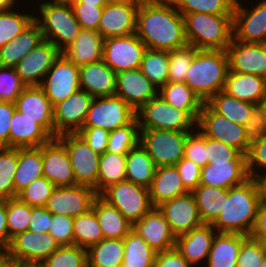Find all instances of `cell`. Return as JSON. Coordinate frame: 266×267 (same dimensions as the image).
<instances>
[{
	"label": "cell",
	"instance_id": "5b68a950",
	"mask_svg": "<svg viewBox=\"0 0 266 267\" xmlns=\"http://www.w3.org/2000/svg\"><path fill=\"white\" fill-rule=\"evenodd\" d=\"M37 8L40 15L37 13L34 20L38 23L44 40L50 41L62 53L82 30L71 5L44 0Z\"/></svg>",
	"mask_w": 266,
	"mask_h": 267
},
{
	"label": "cell",
	"instance_id": "03108f58",
	"mask_svg": "<svg viewBox=\"0 0 266 267\" xmlns=\"http://www.w3.org/2000/svg\"><path fill=\"white\" fill-rule=\"evenodd\" d=\"M99 155L107 150L109 131L98 127H82L77 132Z\"/></svg>",
	"mask_w": 266,
	"mask_h": 267
},
{
	"label": "cell",
	"instance_id": "9a60e30c",
	"mask_svg": "<svg viewBox=\"0 0 266 267\" xmlns=\"http://www.w3.org/2000/svg\"><path fill=\"white\" fill-rule=\"evenodd\" d=\"M97 196L93 188L84 185L55 187L44 207L51 214L74 218L92 209Z\"/></svg>",
	"mask_w": 266,
	"mask_h": 267
},
{
	"label": "cell",
	"instance_id": "cb8c5ba5",
	"mask_svg": "<svg viewBox=\"0 0 266 267\" xmlns=\"http://www.w3.org/2000/svg\"><path fill=\"white\" fill-rule=\"evenodd\" d=\"M133 231L142 237L156 252L175 248L176 236L157 207L133 224Z\"/></svg>",
	"mask_w": 266,
	"mask_h": 267
},
{
	"label": "cell",
	"instance_id": "d4e9b609",
	"mask_svg": "<svg viewBox=\"0 0 266 267\" xmlns=\"http://www.w3.org/2000/svg\"><path fill=\"white\" fill-rule=\"evenodd\" d=\"M16 110L35 120L54 138L53 106L43 88L26 86L15 101Z\"/></svg>",
	"mask_w": 266,
	"mask_h": 267
},
{
	"label": "cell",
	"instance_id": "11e5206c",
	"mask_svg": "<svg viewBox=\"0 0 266 267\" xmlns=\"http://www.w3.org/2000/svg\"><path fill=\"white\" fill-rule=\"evenodd\" d=\"M76 3H85V5L94 6H106L108 4L107 0H77Z\"/></svg>",
	"mask_w": 266,
	"mask_h": 267
},
{
	"label": "cell",
	"instance_id": "680465c9",
	"mask_svg": "<svg viewBox=\"0 0 266 267\" xmlns=\"http://www.w3.org/2000/svg\"><path fill=\"white\" fill-rule=\"evenodd\" d=\"M265 256L263 243L247 236L238 253L237 267H260Z\"/></svg>",
	"mask_w": 266,
	"mask_h": 267
},
{
	"label": "cell",
	"instance_id": "a7ac6f4b",
	"mask_svg": "<svg viewBox=\"0 0 266 267\" xmlns=\"http://www.w3.org/2000/svg\"><path fill=\"white\" fill-rule=\"evenodd\" d=\"M153 267H193L176 249L156 253Z\"/></svg>",
	"mask_w": 266,
	"mask_h": 267
},
{
	"label": "cell",
	"instance_id": "5803f987",
	"mask_svg": "<svg viewBox=\"0 0 266 267\" xmlns=\"http://www.w3.org/2000/svg\"><path fill=\"white\" fill-rule=\"evenodd\" d=\"M262 243H263V246H264V250L266 251V239H264V240L262 241Z\"/></svg>",
	"mask_w": 266,
	"mask_h": 267
},
{
	"label": "cell",
	"instance_id": "d6a6232c",
	"mask_svg": "<svg viewBox=\"0 0 266 267\" xmlns=\"http://www.w3.org/2000/svg\"><path fill=\"white\" fill-rule=\"evenodd\" d=\"M188 192L175 165L161 166L155 169L154 178L149 188L154 207Z\"/></svg>",
	"mask_w": 266,
	"mask_h": 267
},
{
	"label": "cell",
	"instance_id": "ffe728a7",
	"mask_svg": "<svg viewBox=\"0 0 266 267\" xmlns=\"http://www.w3.org/2000/svg\"><path fill=\"white\" fill-rule=\"evenodd\" d=\"M60 54L50 41L44 40L21 59L15 69L26 86H39Z\"/></svg>",
	"mask_w": 266,
	"mask_h": 267
},
{
	"label": "cell",
	"instance_id": "b62a3aed",
	"mask_svg": "<svg viewBox=\"0 0 266 267\" xmlns=\"http://www.w3.org/2000/svg\"><path fill=\"white\" fill-rule=\"evenodd\" d=\"M260 267H266V256H265V258H264V260H263V263L261 264Z\"/></svg>",
	"mask_w": 266,
	"mask_h": 267
},
{
	"label": "cell",
	"instance_id": "d6986e66",
	"mask_svg": "<svg viewBox=\"0 0 266 267\" xmlns=\"http://www.w3.org/2000/svg\"><path fill=\"white\" fill-rule=\"evenodd\" d=\"M140 2L108 3L103 7L98 32L103 39L136 33Z\"/></svg>",
	"mask_w": 266,
	"mask_h": 267
},
{
	"label": "cell",
	"instance_id": "ab89813d",
	"mask_svg": "<svg viewBox=\"0 0 266 267\" xmlns=\"http://www.w3.org/2000/svg\"><path fill=\"white\" fill-rule=\"evenodd\" d=\"M87 267H116L123 262V239H102L87 249Z\"/></svg>",
	"mask_w": 266,
	"mask_h": 267
},
{
	"label": "cell",
	"instance_id": "b9f144b4",
	"mask_svg": "<svg viewBox=\"0 0 266 267\" xmlns=\"http://www.w3.org/2000/svg\"><path fill=\"white\" fill-rule=\"evenodd\" d=\"M127 154H115L105 151L100 155L97 179V194L113 184L126 180Z\"/></svg>",
	"mask_w": 266,
	"mask_h": 267
},
{
	"label": "cell",
	"instance_id": "4316f807",
	"mask_svg": "<svg viewBox=\"0 0 266 267\" xmlns=\"http://www.w3.org/2000/svg\"><path fill=\"white\" fill-rule=\"evenodd\" d=\"M217 230L203 223L190 232L176 237L175 248L194 267L201 261H207L211 245Z\"/></svg>",
	"mask_w": 266,
	"mask_h": 267
},
{
	"label": "cell",
	"instance_id": "1f68e13d",
	"mask_svg": "<svg viewBox=\"0 0 266 267\" xmlns=\"http://www.w3.org/2000/svg\"><path fill=\"white\" fill-rule=\"evenodd\" d=\"M103 38L96 30L82 29L74 42L62 54L76 66L102 60Z\"/></svg>",
	"mask_w": 266,
	"mask_h": 267
},
{
	"label": "cell",
	"instance_id": "ac0fdd59",
	"mask_svg": "<svg viewBox=\"0 0 266 267\" xmlns=\"http://www.w3.org/2000/svg\"><path fill=\"white\" fill-rule=\"evenodd\" d=\"M178 237L203 224L192 192L163 202L157 207Z\"/></svg>",
	"mask_w": 266,
	"mask_h": 267
},
{
	"label": "cell",
	"instance_id": "e7e4bbea",
	"mask_svg": "<svg viewBox=\"0 0 266 267\" xmlns=\"http://www.w3.org/2000/svg\"><path fill=\"white\" fill-rule=\"evenodd\" d=\"M185 188L192 192L200 185L201 167L191 160L182 158L176 165Z\"/></svg>",
	"mask_w": 266,
	"mask_h": 267
},
{
	"label": "cell",
	"instance_id": "816d5d0a",
	"mask_svg": "<svg viewBox=\"0 0 266 267\" xmlns=\"http://www.w3.org/2000/svg\"><path fill=\"white\" fill-rule=\"evenodd\" d=\"M40 264L42 267H87V250L74 244L59 246Z\"/></svg>",
	"mask_w": 266,
	"mask_h": 267
},
{
	"label": "cell",
	"instance_id": "09005b40",
	"mask_svg": "<svg viewBox=\"0 0 266 267\" xmlns=\"http://www.w3.org/2000/svg\"><path fill=\"white\" fill-rule=\"evenodd\" d=\"M52 3L56 4H66V5H72L77 2V0H49Z\"/></svg>",
	"mask_w": 266,
	"mask_h": 267
},
{
	"label": "cell",
	"instance_id": "e575fe53",
	"mask_svg": "<svg viewBox=\"0 0 266 267\" xmlns=\"http://www.w3.org/2000/svg\"><path fill=\"white\" fill-rule=\"evenodd\" d=\"M246 235L219 233L213 238L207 267H237L238 253Z\"/></svg>",
	"mask_w": 266,
	"mask_h": 267
},
{
	"label": "cell",
	"instance_id": "e0dca14e",
	"mask_svg": "<svg viewBox=\"0 0 266 267\" xmlns=\"http://www.w3.org/2000/svg\"><path fill=\"white\" fill-rule=\"evenodd\" d=\"M93 97L78 90L53 106L54 138L63 133H77L86 120Z\"/></svg>",
	"mask_w": 266,
	"mask_h": 267
},
{
	"label": "cell",
	"instance_id": "f6af8a7d",
	"mask_svg": "<svg viewBox=\"0 0 266 267\" xmlns=\"http://www.w3.org/2000/svg\"><path fill=\"white\" fill-rule=\"evenodd\" d=\"M139 69L159 90L167 83L169 51L147 48Z\"/></svg>",
	"mask_w": 266,
	"mask_h": 267
},
{
	"label": "cell",
	"instance_id": "f546056e",
	"mask_svg": "<svg viewBox=\"0 0 266 267\" xmlns=\"http://www.w3.org/2000/svg\"><path fill=\"white\" fill-rule=\"evenodd\" d=\"M223 92L245 102L261 104L266 99V78L228 71Z\"/></svg>",
	"mask_w": 266,
	"mask_h": 267
},
{
	"label": "cell",
	"instance_id": "f1b7e54d",
	"mask_svg": "<svg viewBox=\"0 0 266 267\" xmlns=\"http://www.w3.org/2000/svg\"><path fill=\"white\" fill-rule=\"evenodd\" d=\"M52 139L53 137L40 124L15 109L10 122V147L37 148Z\"/></svg>",
	"mask_w": 266,
	"mask_h": 267
},
{
	"label": "cell",
	"instance_id": "7bdbcfd3",
	"mask_svg": "<svg viewBox=\"0 0 266 267\" xmlns=\"http://www.w3.org/2000/svg\"><path fill=\"white\" fill-rule=\"evenodd\" d=\"M123 263L128 267H153L156 257L149 244L135 231L131 230L123 239Z\"/></svg>",
	"mask_w": 266,
	"mask_h": 267
},
{
	"label": "cell",
	"instance_id": "753ad0ef",
	"mask_svg": "<svg viewBox=\"0 0 266 267\" xmlns=\"http://www.w3.org/2000/svg\"><path fill=\"white\" fill-rule=\"evenodd\" d=\"M252 179L256 183L260 202L266 205V171L262 175L261 173L254 175Z\"/></svg>",
	"mask_w": 266,
	"mask_h": 267
},
{
	"label": "cell",
	"instance_id": "3957f363",
	"mask_svg": "<svg viewBox=\"0 0 266 267\" xmlns=\"http://www.w3.org/2000/svg\"><path fill=\"white\" fill-rule=\"evenodd\" d=\"M229 59L226 51L197 50L186 73L185 84L207 102L219 91H223Z\"/></svg>",
	"mask_w": 266,
	"mask_h": 267
},
{
	"label": "cell",
	"instance_id": "f5cc1de1",
	"mask_svg": "<svg viewBox=\"0 0 266 267\" xmlns=\"http://www.w3.org/2000/svg\"><path fill=\"white\" fill-rule=\"evenodd\" d=\"M198 49L187 44L184 47L169 51V71L167 82L185 83L186 73Z\"/></svg>",
	"mask_w": 266,
	"mask_h": 267
},
{
	"label": "cell",
	"instance_id": "003e7915",
	"mask_svg": "<svg viewBox=\"0 0 266 267\" xmlns=\"http://www.w3.org/2000/svg\"><path fill=\"white\" fill-rule=\"evenodd\" d=\"M15 109V103L0 101V147H10V122Z\"/></svg>",
	"mask_w": 266,
	"mask_h": 267
},
{
	"label": "cell",
	"instance_id": "7a4b0ae2",
	"mask_svg": "<svg viewBox=\"0 0 266 267\" xmlns=\"http://www.w3.org/2000/svg\"><path fill=\"white\" fill-rule=\"evenodd\" d=\"M261 202L252 178L228 189L223 209L211 224L219 233H236L249 236Z\"/></svg>",
	"mask_w": 266,
	"mask_h": 267
},
{
	"label": "cell",
	"instance_id": "681fc988",
	"mask_svg": "<svg viewBox=\"0 0 266 267\" xmlns=\"http://www.w3.org/2000/svg\"><path fill=\"white\" fill-rule=\"evenodd\" d=\"M7 227L9 245L11 239L29 228L32 206L22 202L18 197L6 199Z\"/></svg>",
	"mask_w": 266,
	"mask_h": 267
},
{
	"label": "cell",
	"instance_id": "8fae6325",
	"mask_svg": "<svg viewBox=\"0 0 266 267\" xmlns=\"http://www.w3.org/2000/svg\"><path fill=\"white\" fill-rule=\"evenodd\" d=\"M146 45L137 34L109 37L103 40L102 60L115 72L140 67Z\"/></svg>",
	"mask_w": 266,
	"mask_h": 267
},
{
	"label": "cell",
	"instance_id": "8992f818",
	"mask_svg": "<svg viewBox=\"0 0 266 267\" xmlns=\"http://www.w3.org/2000/svg\"><path fill=\"white\" fill-rule=\"evenodd\" d=\"M136 118L140 129L192 132L197 128V122L186 111L174 108L159 94L136 111Z\"/></svg>",
	"mask_w": 266,
	"mask_h": 267
},
{
	"label": "cell",
	"instance_id": "67dfc351",
	"mask_svg": "<svg viewBox=\"0 0 266 267\" xmlns=\"http://www.w3.org/2000/svg\"><path fill=\"white\" fill-rule=\"evenodd\" d=\"M264 107V110H265V117H266V99L261 103Z\"/></svg>",
	"mask_w": 266,
	"mask_h": 267
},
{
	"label": "cell",
	"instance_id": "30bf717a",
	"mask_svg": "<svg viewBox=\"0 0 266 267\" xmlns=\"http://www.w3.org/2000/svg\"><path fill=\"white\" fill-rule=\"evenodd\" d=\"M136 111L117 95L94 98L83 127H98L109 132L131 124Z\"/></svg>",
	"mask_w": 266,
	"mask_h": 267
},
{
	"label": "cell",
	"instance_id": "f907efd6",
	"mask_svg": "<svg viewBox=\"0 0 266 267\" xmlns=\"http://www.w3.org/2000/svg\"><path fill=\"white\" fill-rule=\"evenodd\" d=\"M140 141V128L137 118L124 127L117 128L109 133L107 152L127 154Z\"/></svg>",
	"mask_w": 266,
	"mask_h": 267
},
{
	"label": "cell",
	"instance_id": "c3c4849f",
	"mask_svg": "<svg viewBox=\"0 0 266 267\" xmlns=\"http://www.w3.org/2000/svg\"><path fill=\"white\" fill-rule=\"evenodd\" d=\"M35 16L24 14L15 9L0 11V48L15 39L33 21Z\"/></svg>",
	"mask_w": 266,
	"mask_h": 267
},
{
	"label": "cell",
	"instance_id": "ba28073f",
	"mask_svg": "<svg viewBox=\"0 0 266 267\" xmlns=\"http://www.w3.org/2000/svg\"><path fill=\"white\" fill-rule=\"evenodd\" d=\"M100 196L132 224L154 208L149 189L128 180L109 186Z\"/></svg>",
	"mask_w": 266,
	"mask_h": 267
},
{
	"label": "cell",
	"instance_id": "8c879c8a",
	"mask_svg": "<svg viewBox=\"0 0 266 267\" xmlns=\"http://www.w3.org/2000/svg\"><path fill=\"white\" fill-rule=\"evenodd\" d=\"M0 243L8 249L9 234L7 227L6 200H0Z\"/></svg>",
	"mask_w": 266,
	"mask_h": 267
},
{
	"label": "cell",
	"instance_id": "be15d7a7",
	"mask_svg": "<svg viewBox=\"0 0 266 267\" xmlns=\"http://www.w3.org/2000/svg\"><path fill=\"white\" fill-rule=\"evenodd\" d=\"M246 162L247 172L250 178L259 174L261 170L262 173L266 171V137L249 148L246 155Z\"/></svg>",
	"mask_w": 266,
	"mask_h": 267
},
{
	"label": "cell",
	"instance_id": "7dc6e473",
	"mask_svg": "<svg viewBox=\"0 0 266 267\" xmlns=\"http://www.w3.org/2000/svg\"><path fill=\"white\" fill-rule=\"evenodd\" d=\"M184 16L190 13L233 15L236 0H171Z\"/></svg>",
	"mask_w": 266,
	"mask_h": 267
},
{
	"label": "cell",
	"instance_id": "484cf974",
	"mask_svg": "<svg viewBox=\"0 0 266 267\" xmlns=\"http://www.w3.org/2000/svg\"><path fill=\"white\" fill-rule=\"evenodd\" d=\"M249 178L246 161H210L201 169L200 184L230 189L243 184Z\"/></svg>",
	"mask_w": 266,
	"mask_h": 267
},
{
	"label": "cell",
	"instance_id": "979ff035",
	"mask_svg": "<svg viewBox=\"0 0 266 267\" xmlns=\"http://www.w3.org/2000/svg\"><path fill=\"white\" fill-rule=\"evenodd\" d=\"M108 3L141 2V0H107Z\"/></svg>",
	"mask_w": 266,
	"mask_h": 267
},
{
	"label": "cell",
	"instance_id": "2a66077c",
	"mask_svg": "<svg viewBox=\"0 0 266 267\" xmlns=\"http://www.w3.org/2000/svg\"><path fill=\"white\" fill-rule=\"evenodd\" d=\"M15 260L11 258L8 254L0 260V267H14Z\"/></svg>",
	"mask_w": 266,
	"mask_h": 267
},
{
	"label": "cell",
	"instance_id": "6125c7cd",
	"mask_svg": "<svg viewBox=\"0 0 266 267\" xmlns=\"http://www.w3.org/2000/svg\"><path fill=\"white\" fill-rule=\"evenodd\" d=\"M74 15L82 29L98 31L104 6L85 5V3H74L71 5Z\"/></svg>",
	"mask_w": 266,
	"mask_h": 267
},
{
	"label": "cell",
	"instance_id": "60d3db41",
	"mask_svg": "<svg viewBox=\"0 0 266 267\" xmlns=\"http://www.w3.org/2000/svg\"><path fill=\"white\" fill-rule=\"evenodd\" d=\"M216 113L228 120L245 126L255 104L239 100L219 91L206 102Z\"/></svg>",
	"mask_w": 266,
	"mask_h": 267
},
{
	"label": "cell",
	"instance_id": "7402d4cb",
	"mask_svg": "<svg viewBox=\"0 0 266 267\" xmlns=\"http://www.w3.org/2000/svg\"><path fill=\"white\" fill-rule=\"evenodd\" d=\"M158 91L139 68L116 73L115 95L122 98L135 111L156 97Z\"/></svg>",
	"mask_w": 266,
	"mask_h": 267
},
{
	"label": "cell",
	"instance_id": "11a10c76",
	"mask_svg": "<svg viewBox=\"0 0 266 267\" xmlns=\"http://www.w3.org/2000/svg\"><path fill=\"white\" fill-rule=\"evenodd\" d=\"M25 87L15 67L0 66V101L15 103Z\"/></svg>",
	"mask_w": 266,
	"mask_h": 267
},
{
	"label": "cell",
	"instance_id": "2e32d148",
	"mask_svg": "<svg viewBox=\"0 0 266 267\" xmlns=\"http://www.w3.org/2000/svg\"><path fill=\"white\" fill-rule=\"evenodd\" d=\"M59 246L51 234L27 230L11 239L7 254L16 262L42 263Z\"/></svg>",
	"mask_w": 266,
	"mask_h": 267
},
{
	"label": "cell",
	"instance_id": "6f0895ef",
	"mask_svg": "<svg viewBox=\"0 0 266 267\" xmlns=\"http://www.w3.org/2000/svg\"><path fill=\"white\" fill-rule=\"evenodd\" d=\"M184 158L193 161L201 168L208 164L207 137L198 128L187 135Z\"/></svg>",
	"mask_w": 266,
	"mask_h": 267
},
{
	"label": "cell",
	"instance_id": "89a4df30",
	"mask_svg": "<svg viewBox=\"0 0 266 267\" xmlns=\"http://www.w3.org/2000/svg\"><path fill=\"white\" fill-rule=\"evenodd\" d=\"M30 221L28 230L46 234L51 222V213L45 207H32Z\"/></svg>",
	"mask_w": 266,
	"mask_h": 267
},
{
	"label": "cell",
	"instance_id": "f35d334b",
	"mask_svg": "<svg viewBox=\"0 0 266 267\" xmlns=\"http://www.w3.org/2000/svg\"><path fill=\"white\" fill-rule=\"evenodd\" d=\"M192 194L201 220L203 223L212 224L223 209L224 198L228 197V189L200 184Z\"/></svg>",
	"mask_w": 266,
	"mask_h": 267
},
{
	"label": "cell",
	"instance_id": "b9fcfbb0",
	"mask_svg": "<svg viewBox=\"0 0 266 267\" xmlns=\"http://www.w3.org/2000/svg\"><path fill=\"white\" fill-rule=\"evenodd\" d=\"M14 267H42L40 263H23V262H16Z\"/></svg>",
	"mask_w": 266,
	"mask_h": 267
},
{
	"label": "cell",
	"instance_id": "4fadbf2b",
	"mask_svg": "<svg viewBox=\"0 0 266 267\" xmlns=\"http://www.w3.org/2000/svg\"><path fill=\"white\" fill-rule=\"evenodd\" d=\"M52 106L64 101L80 90L79 66L70 62L62 53L54 61L40 85Z\"/></svg>",
	"mask_w": 266,
	"mask_h": 267
},
{
	"label": "cell",
	"instance_id": "6da1fadb",
	"mask_svg": "<svg viewBox=\"0 0 266 267\" xmlns=\"http://www.w3.org/2000/svg\"><path fill=\"white\" fill-rule=\"evenodd\" d=\"M136 34L148 49L171 51L188 44L184 17L171 0H141Z\"/></svg>",
	"mask_w": 266,
	"mask_h": 267
},
{
	"label": "cell",
	"instance_id": "5bb4252c",
	"mask_svg": "<svg viewBox=\"0 0 266 267\" xmlns=\"http://www.w3.org/2000/svg\"><path fill=\"white\" fill-rule=\"evenodd\" d=\"M233 38L244 43L266 42V0L249 8L236 0L233 12Z\"/></svg>",
	"mask_w": 266,
	"mask_h": 267
},
{
	"label": "cell",
	"instance_id": "deb4b68c",
	"mask_svg": "<svg viewBox=\"0 0 266 267\" xmlns=\"http://www.w3.org/2000/svg\"><path fill=\"white\" fill-rule=\"evenodd\" d=\"M7 255V249L0 243V260Z\"/></svg>",
	"mask_w": 266,
	"mask_h": 267
},
{
	"label": "cell",
	"instance_id": "db71d44e",
	"mask_svg": "<svg viewBox=\"0 0 266 267\" xmlns=\"http://www.w3.org/2000/svg\"><path fill=\"white\" fill-rule=\"evenodd\" d=\"M55 187L52 182L43 176L21 190L17 197L32 207H44Z\"/></svg>",
	"mask_w": 266,
	"mask_h": 267
},
{
	"label": "cell",
	"instance_id": "836d02e7",
	"mask_svg": "<svg viewBox=\"0 0 266 267\" xmlns=\"http://www.w3.org/2000/svg\"><path fill=\"white\" fill-rule=\"evenodd\" d=\"M92 208L102 229L104 239H124L132 230L133 224L100 195L95 198Z\"/></svg>",
	"mask_w": 266,
	"mask_h": 267
},
{
	"label": "cell",
	"instance_id": "4dcf8cb0",
	"mask_svg": "<svg viewBox=\"0 0 266 267\" xmlns=\"http://www.w3.org/2000/svg\"><path fill=\"white\" fill-rule=\"evenodd\" d=\"M43 41V33L34 20L15 39L0 48V66L15 67L21 59Z\"/></svg>",
	"mask_w": 266,
	"mask_h": 267
},
{
	"label": "cell",
	"instance_id": "603ad722",
	"mask_svg": "<svg viewBox=\"0 0 266 267\" xmlns=\"http://www.w3.org/2000/svg\"><path fill=\"white\" fill-rule=\"evenodd\" d=\"M116 267H128V266H126V265L122 262V263H120L119 265H117Z\"/></svg>",
	"mask_w": 266,
	"mask_h": 267
},
{
	"label": "cell",
	"instance_id": "83f0119b",
	"mask_svg": "<svg viewBox=\"0 0 266 267\" xmlns=\"http://www.w3.org/2000/svg\"><path fill=\"white\" fill-rule=\"evenodd\" d=\"M79 80L93 98L115 95L116 73L103 60L80 66Z\"/></svg>",
	"mask_w": 266,
	"mask_h": 267
},
{
	"label": "cell",
	"instance_id": "277c9868",
	"mask_svg": "<svg viewBox=\"0 0 266 267\" xmlns=\"http://www.w3.org/2000/svg\"><path fill=\"white\" fill-rule=\"evenodd\" d=\"M183 17L189 45L198 50H227L233 39V15L190 13Z\"/></svg>",
	"mask_w": 266,
	"mask_h": 267
},
{
	"label": "cell",
	"instance_id": "603a6c76",
	"mask_svg": "<svg viewBox=\"0 0 266 267\" xmlns=\"http://www.w3.org/2000/svg\"><path fill=\"white\" fill-rule=\"evenodd\" d=\"M43 176L56 187L76 185L65 146L57 139L42 145Z\"/></svg>",
	"mask_w": 266,
	"mask_h": 267
},
{
	"label": "cell",
	"instance_id": "2644e50d",
	"mask_svg": "<svg viewBox=\"0 0 266 267\" xmlns=\"http://www.w3.org/2000/svg\"><path fill=\"white\" fill-rule=\"evenodd\" d=\"M249 237L258 241L266 239V205L260 204L255 222Z\"/></svg>",
	"mask_w": 266,
	"mask_h": 267
},
{
	"label": "cell",
	"instance_id": "94428289",
	"mask_svg": "<svg viewBox=\"0 0 266 267\" xmlns=\"http://www.w3.org/2000/svg\"><path fill=\"white\" fill-rule=\"evenodd\" d=\"M207 158L208 163L210 161H246V155L242 154L238 149L209 137H207Z\"/></svg>",
	"mask_w": 266,
	"mask_h": 267
},
{
	"label": "cell",
	"instance_id": "7c38bea8",
	"mask_svg": "<svg viewBox=\"0 0 266 267\" xmlns=\"http://www.w3.org/2000/svg\"><path fill=\"white\" fill-rule=\"evenodd\" d=\"M197 128L206 137L221 141L246 155L245 126L216 113L206 102L200 111Z\"/></svg>",
	"mask_w": 266,
	"mask_h": 267
},
{
	"label": "cell",
	"instance_id": "52a82bcc",
	"mask_svg": "<svg viewBox=\"0 0 266 267\" xmlns=\"http://www.w3.org/2000/svg\"><path fill=\"white\" fill-rule=\"evenodd\" d=\"M179 132L158 129H140L141 146L157 167L176 165L183 157L187 135Z\"/></svg>",
	"mask_w": 266,
	"mask_h": 267
},
{
	"label": "cell",
	"instance_id": "ee69618b",
	"mask_svg": "<svg viewBox=\"0 0 266 267\" xmlns=\"http://www.w3.org/2000/svg\"><path fill=\"white\" fill-rule=\"evenodd\" d=\"M104 239L102 229L94 209L74 217L73 221V244L88 248Z\"/></svg>",
	"mask_w": 266,
	"mask_h": 267
},
{
	"label": "cell",
	"instance_id": "8d00e7d4",
	"mask_svg": "<svg viewBox=\"0 0 266 267\" xmlns=\"http://www.w3.org/2000/svg\"><path fill=\"white\" fill-rule=\"evenodd\" d=\"M158 94L174 108L186 111L196 122L204 102L185 83L167 82Z\"/></svg>",
	"mask_w": 266,
	"mask_h": 267
},
{
	"label": "cell",
	"instance_id": "9f6ffc18",
	"mask_svg": "<svg viewBox=\"0 0 266 267\" xmlns=\"http://www.w3.org/2000/svg\"><path fill=\"white\" fill-rule=\"evenodd\" d=\"M246 136V155L249 148L262 141L266 137V117L262 104L253 107L252 114L245 125Z\"/></svg>",
	"mask_w": 266,
	"mask_h": 267
},
{
	"label": "cell",
	"instance_id": "44dd1931",
	"mask_svg": "<svg viewBox=\"0 0 266 267\" xmlns=\"http://www.w3.org/2000/svg\"><path fill=\"white\" fill-rule=\"evenodd\" d=\"M229 71L266 78L265 43H244L232 39L227 47Z\"/></svg>",
	"mask_w": 266,
	"mask_h": 267
},
{
	"label": "cell",
	"instance_id": "9c48e42d",
	"mask_svg": "<svg viewBox=\"0 0 266 267\" xmlns=\"http://www.w3.org/2000/svg\"><path fill=\"white\" fill-rule=\"evenodd\" d=\"M56 138L68 152L76 184L91 187L97 193L100 155L78 133H63Z\"/></svg>",
	"mask_w": 266,
	"mask_h": 267
},
{
	"label": "cell",
	"instance_id": "d590c367",
	"mask_svg": "<svg viewBox=\"0 0 266 267\" xmlns=\"http://www.w3.org/2000/svg\"><path fill=\"white\" fill-rule=\"evenodd\" d=\"M41 177H43L42 146L18 148V165L14 174L15 192L18 194Z\"/></svg>",
	"mask_w": 266,
	"mask_h": 267
},
{
	"label": "cell",
	"instance_id": "91938a15",
	"mask_svg": "<svg viewBox=\"0 0 266 267\" xmlns=\"http://www.w3.org/2000/svg\"><path fill=\"white\" fill-rule=\"evenodd\" d=\"M74 218L63 214H51L48 233L51 234L60 246L73 245Z\"/></svg>",
	"mask_w": 266,
	"mask_h": 267
},
{
	"label": "cell",
	"instance_id": "74e56055",
	"mask_svg": "<svg viewBox=\"0 0 266 267\" xmlns=\"http://www.w3.org/2000/svg\"><path fill=\"white\" fill-rule=\"evenodd\" d=\"M155 169L153 160L140 143L127 153L126 180L149 189Z\"/></svg>",
	"mask_w": 266,
	"mask_h": 267
},
{
	"label": "cell",
	"instance_id": "34e18365",
	"mask_svg": "<svg viewBox=\"0 0 266 267\" xmlns=\"http://www.w3.org/2000/svg\"><path fill=\"white\" fill-rule=\"evenodd\" d=\"M17 4V0H0V11H7L14 9Z\"/></svg>",
	"mask_w": 266,
	"mask_h": 267
},
{
	"label": "cell",
	"instance_id": "bcb514c9",
	"mask_svg": "<svg viewBox=\"0 0 266 267\" xmlns=\"http://www.w3.org/2000/svg\"><path fill=\"white\" fill-rule=\"evenodd\" d=\"M18 165V148L0 147V200L17 197L14 174Z\"/></svg>",
	"mask_w": 266,
	"mask_h": 267
}]
</instances>
